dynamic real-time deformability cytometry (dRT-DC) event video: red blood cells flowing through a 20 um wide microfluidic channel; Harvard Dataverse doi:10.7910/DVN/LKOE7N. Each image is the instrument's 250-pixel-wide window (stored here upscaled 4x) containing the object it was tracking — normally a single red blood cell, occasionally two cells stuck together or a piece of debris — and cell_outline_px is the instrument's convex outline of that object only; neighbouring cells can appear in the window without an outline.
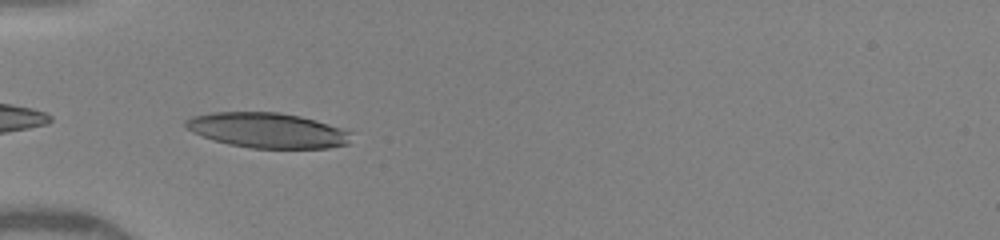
{"species": "human", "species_latin": "Homo sapiens", "temperature_condition": "warm", "stored_images_in_passage": 4, "camera_frame_rate_fps": 3000, "um_per_image_px": 0.085, "donor": {"sex": "female"}, "frame": {"image": 1, "passage_image": 3, "time_ms": 0.333, "image_size_px": [1000, 240], "cell_outline_px": [[352, 132], [348, 144], [328, 148], [252, 148], [228, 144], [192, 132], [184, 124], [184, 120], [192, 116], [212, 112], [280, 112], [300, 116], [316, 120]], "centroid_in_image_um": [22.73, 11.07], "position_along_channel_um": 62.3, "area_um2": 33.76}}